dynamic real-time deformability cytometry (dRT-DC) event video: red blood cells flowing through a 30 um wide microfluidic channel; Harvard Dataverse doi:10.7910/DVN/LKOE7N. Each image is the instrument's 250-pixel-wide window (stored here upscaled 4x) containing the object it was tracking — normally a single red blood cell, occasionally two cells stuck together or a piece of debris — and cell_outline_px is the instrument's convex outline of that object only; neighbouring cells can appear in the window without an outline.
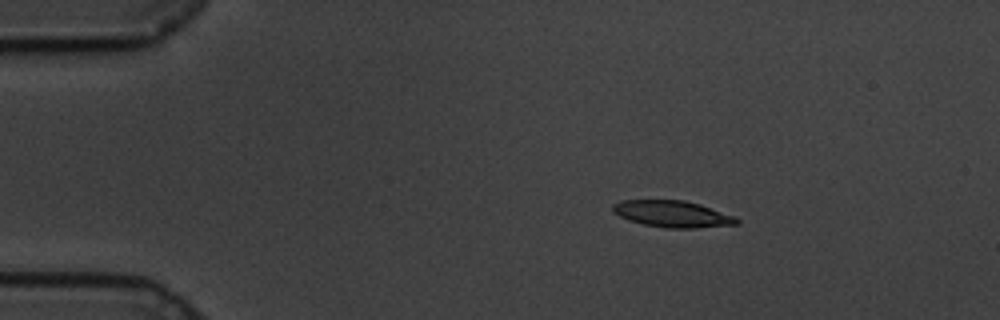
{"species": "common noctule bat (a hibernating species)", "species_latin": "Nyctalus noctula", "temperature_condition": "cold", "stored_images_in_passage": 50, "camera_frame_rate_fps": 3000, "um_per_image_px": 0.085, "animal": {"sex": "male", "body_mass_g": 19.5, "forearm_length_mm": 54.6}, "frame": {"image": 1, "passage_image": 1, "time_ms": 0.0, "image_size_px": [1000, 320], "cell_outline_px": [[740, 224], [696, 228], [664, 228], [644, 224], [628, 220], [612, 212], [612, 204], [620, 200], [684, 200], [700, 204], [736, 216], [740, 220]], "centroid_in_image_um": [57.18, 18.18], "position_along_channel_um": 27.8, "area_um2": 19.42}}
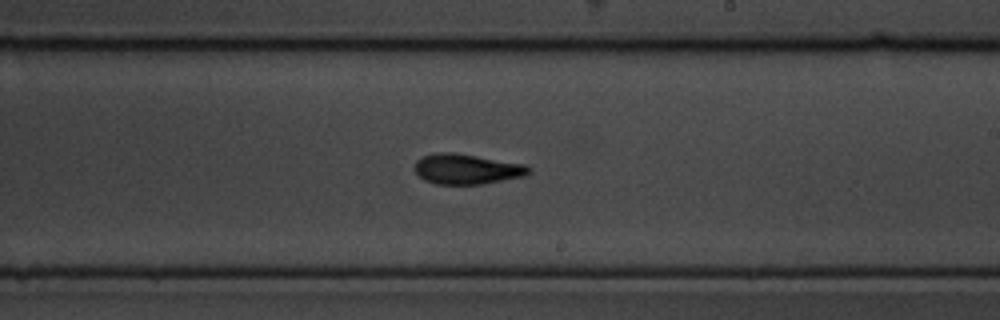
{"frame": {"image": 2, "passage_image": 26, "time_ms": 8.333, "image_size_px": [1000, 320], "cell_outline_px": [[532, 172], [524, 176], [484, 184], [436, 184], [424, 180], [412, 168], [416, 160], [424, 156], [436, 152], [452, 152], [524, 164], [532, 168]], "centroid_in_image_um": [39.66, 14.37], "position_along_channel_um": 249.3, "area_um2": 20.17}}
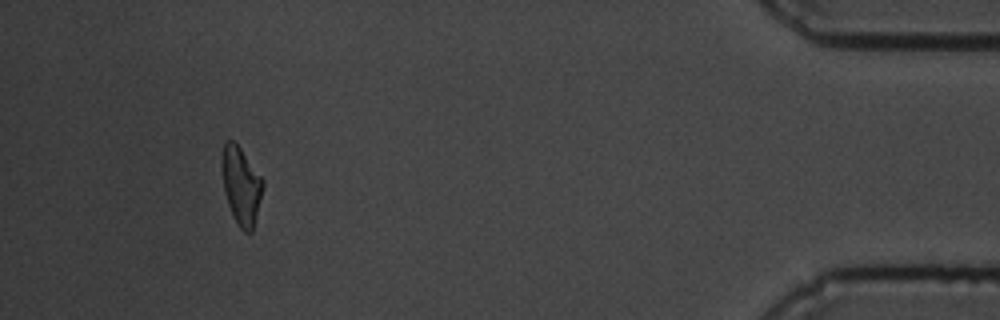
{"frame": {"image": 3, "passage_image": 46, "time_ms": 15.0, "image_size_px": [1000, 320], "cell_outline_px": [[264, 184], [252, 232], [244, 232], [240, 228], [228, 204], [224, 192], [220, 164], [220, 160], [224, 140], [232, 140], [240, 148], [264, 180]], "centroid_in_image_um": [20.47, 15.73], "position_along_channel_um": 414.7, "area_um2": 18.5}, "authors_computed_cell_mechanics": {"area_um2": 19.4786, "velocity_mm_per_s": 3.4059, "shape_relaxation_time_tau1_ms": 4.837, "shape_relaxation_time_tau2_ms": 3.3304, "deformation_change_tau1": 0.1744, "deformation_change_tau2": 0.1136}}